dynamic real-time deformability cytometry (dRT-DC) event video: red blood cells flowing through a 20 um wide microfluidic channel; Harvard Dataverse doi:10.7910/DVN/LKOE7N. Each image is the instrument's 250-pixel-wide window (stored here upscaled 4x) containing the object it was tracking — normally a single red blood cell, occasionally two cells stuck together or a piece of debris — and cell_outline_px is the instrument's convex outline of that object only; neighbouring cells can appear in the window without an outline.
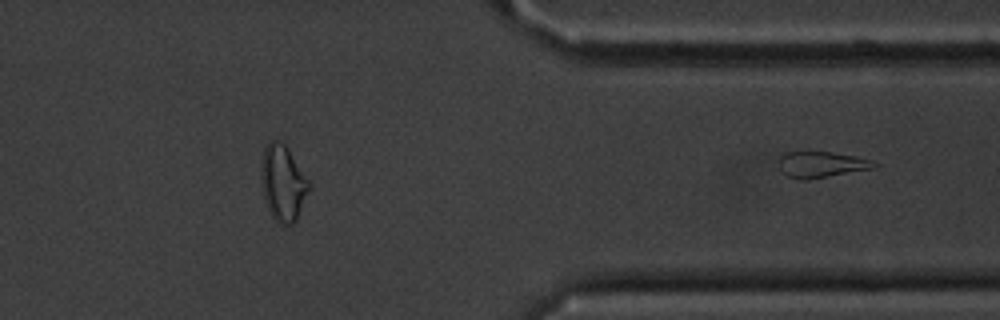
{"species": "common noctule bat (a hibernating species)", "species_latin": "Nyctalus noctula", "temperature_condition": "cold", "stored_images_in_passage": 45, "segment_of_instrument_passage": [2, 2], "camera_frame_rate_fps": 3000, "um_per_image_px": 0.085, "animal": {"sex": "male", "body_mass_g": 20.1, "forearm_length_mm": 53.5}, "frame": {"image": 1, "passage_image": 45, "time_ms": 14.667, "image_size_px": [1000, 320], "cell_outline_px": [[880, 164], [876, 168], [808, 180], [800, 180], [788, 176], [780, 172], [780, 156], [784, 152], [832, 152], [856, 156], [872, 160]], "centroid_in_image_um": [69.86, 13.99], "position_along_channel_um": 341.5, "area_um2": 14.68}}